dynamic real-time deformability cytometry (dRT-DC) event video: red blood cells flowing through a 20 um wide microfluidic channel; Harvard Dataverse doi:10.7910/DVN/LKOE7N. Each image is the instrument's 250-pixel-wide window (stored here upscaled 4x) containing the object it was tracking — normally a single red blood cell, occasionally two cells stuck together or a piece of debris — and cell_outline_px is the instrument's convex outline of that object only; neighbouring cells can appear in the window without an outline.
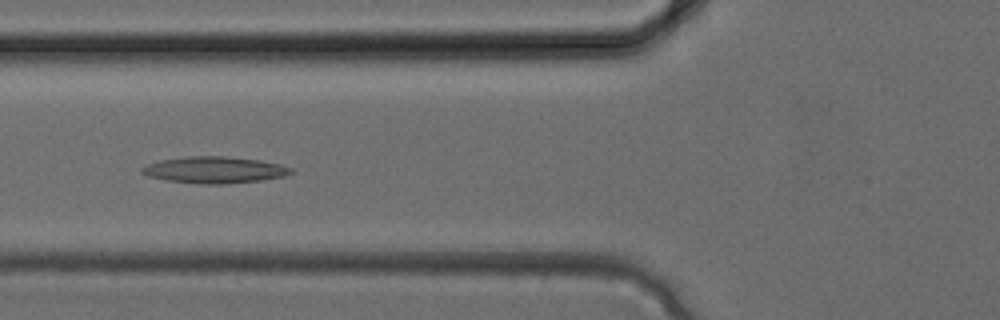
{"species": "common noctule bat (a hibernating species)", "species_latin": "Nyctalus noctula", "temperature_condition": "cold", "stored_images_in_passage": 25, "camera_frame_rate_fps": 3000, "um_per_image_px": 0.085, "animal": {"sex": "female", "body_mass_g": 24.6, "forearm_length_mm": 56.2}, "frame": {"image": 1, "passage_image": 4, "time_ms": 1.0, "image_size_px": [1000, 320], "cell_outline_px": [[296, 172], [284, 176], [260, 180], [220, 184], [200, 184], [164, 180], [148, 176], [140, 172], [140, 168], [148, 164], [160, 160], [184, 156], [224, 156], [260, 160], [280, 164], [292, 168]], "centroid_in_image_um": [18.21, 14.44], "position_along_channel_um": 107.6, "area_um2": 23.18}}
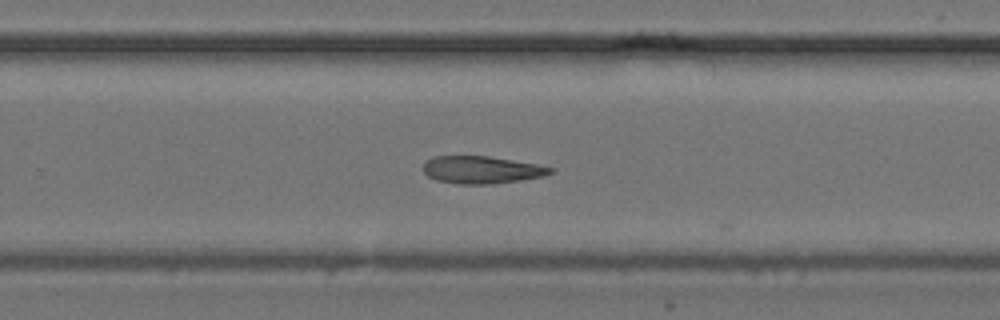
{"frame": {"image": 2, "passage_image": 13, "time_ms": 4.0, "image_size_px": [1000, 320], "cell_outline_px": [[552, 172], [544, 176], [496, 184], [460, 184], [436, 180], [428, 176], [424, 172], [424, 164], [432, 156], [488, 156], [536, 164], [552, 168]], "centroid_in_image_um": [40.92, 14.44], "position_along_channel_um": 288.9, "area_um2": 20.17}}
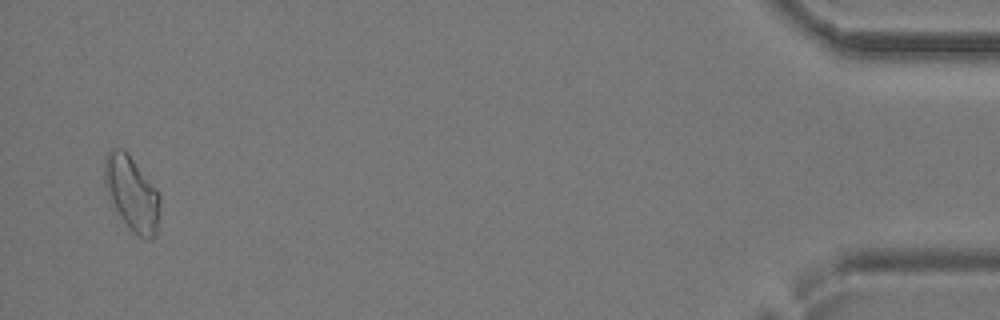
{"frame": {"image": 3, "passage_image": 24, "time_ms": 7.667, "image_size_px": [1000, 320], "cell_outline_px": [[160, 204], [156, 236], [148, 240], [132, 232], [128, 228], [120, 216], [108, 196], [104, 184], [104, 156], [112, 148], [124, 148], [128, 152], [156, 188], [160, 196]], "centroid_in_image_um": [11.2, 16.42], "position_along_channel_um": 424.0, "area_um2": 24.33}}